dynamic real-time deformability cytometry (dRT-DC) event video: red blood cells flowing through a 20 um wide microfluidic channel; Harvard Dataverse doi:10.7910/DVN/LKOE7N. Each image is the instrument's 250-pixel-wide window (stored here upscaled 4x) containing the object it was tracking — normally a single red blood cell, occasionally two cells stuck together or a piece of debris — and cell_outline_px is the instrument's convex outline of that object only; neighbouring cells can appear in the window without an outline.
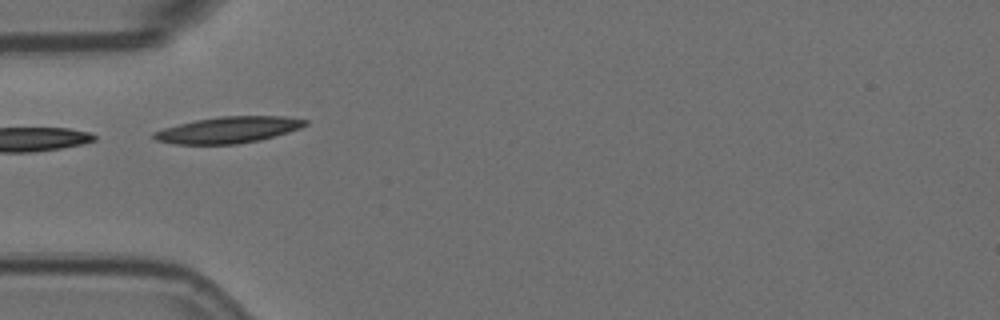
{"species": "Egyptian fruit bat (a non-hibernating species)", "species_latin": "Rousettus aegyptiacus", "temperature_condition": "room temperature", "stored_images_in_passage": 37, "camera_frame_rate_fps": 3000, "um_per_image_px": 0.085, "animal": {"sex": "female"}, "frame": {"image": 1, "passage_image": 1, "time_ms": 0.0, "image_size_px": [1000, 320], "cell_outline_px": [[308, 124], [300, 128], [288, 132], [260, 140], [236, 144], [176, 144], [156, 140], [152, 136], [152, 132], [164, 128], [196, 120], [220, 116], [288, 116], [308, 120]], "centroid_in_image_um": [19.43, 11.03], "position_along_channel_um": 65.6, "area_um2": 23.18}}
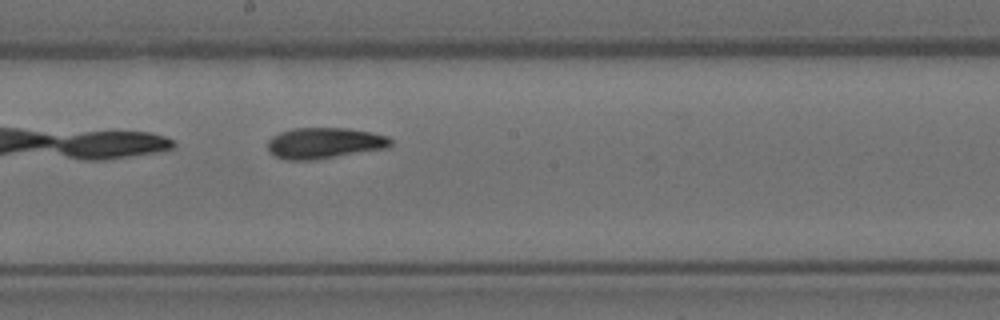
{"frame": {"image": 2, "passage_image": 14, "time_ms": 4.333, "image_size_px": [1000, 320], "cell_outline_px": [[392, 144], [388, 148], [312, 160], [288, 160], [276, 156], [268, 152], [268, 140], [272, 136], [280, 132], [292, 128], [348, 128], [372, 132], [388, 136], [392, 140]], "centroid_in_image_um": [27.58, 12.15], "position_along_channel_um": 220.6, "area_um2": 22.31}}
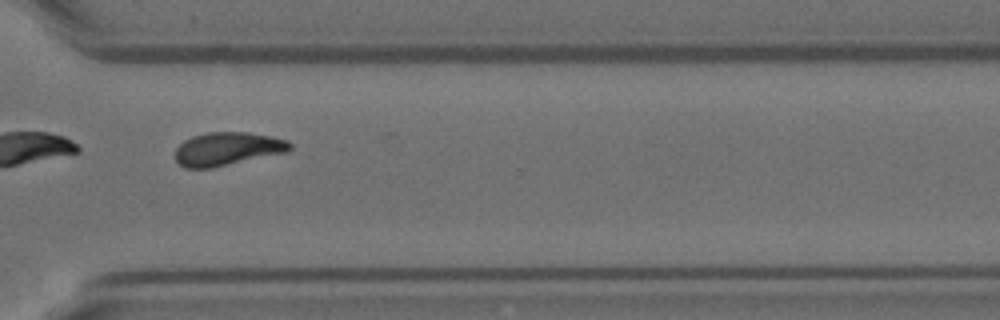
{"frame": {"image": 3, "passage_image": 25, "time_ms": 8.0, "image_size_px": [1000, 320], "cell_outline_px": [[292, 148], [288, 152], [212, 168], [184, 168], [176, 160], [176, 148], [184, 140], [192, 136], [208, 132], [248, 132], [272, 136], [288, 140], [292, 144]], "centroid_in_image_um": [19.36, 12.65], "position_along_channel_um": 351.2, "area_um2": 22.43}, "authors_computed_cell_mechanics": {"area_um2": 22.0218, "velocity_mm_per_s": 3.5751, "shape_relaxation_time_tau1_ms": 7.7842, "shape_relaxation_time_tau2_ms": 4.3664, "deformation_change_tau1": 0.1867, "deformation_change_tau2": 0.1008}}